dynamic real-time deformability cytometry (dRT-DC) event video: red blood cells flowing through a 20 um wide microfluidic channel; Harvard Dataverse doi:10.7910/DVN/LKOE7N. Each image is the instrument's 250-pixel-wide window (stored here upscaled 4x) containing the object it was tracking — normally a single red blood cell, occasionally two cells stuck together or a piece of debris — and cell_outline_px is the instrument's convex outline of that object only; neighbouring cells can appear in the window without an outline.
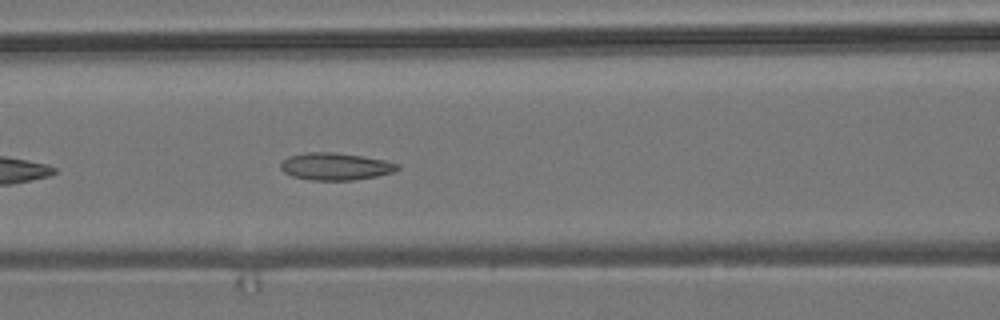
{"species": "common noctule bat (a hibernating species)", "species_latin": "Nyctalus noctula", "temperature_condition": "room temperature", "stored_images_in_passage": 41, "camera_frame_rate_fps": 3000, "um_per_image_px": 0.085, "animal": {"sex": "male", "body_mass_g": 19.2, "forearm_length_mm": 51.8}, "frame": {"image": 1, "passage_image": 9, "time_ms": 2.667, "image_size_px": [1000, 320], "cell_outline_px": [[400, 168], [392, 172], [376, 176], [352, 180], [312, 180], [292, 176], [284, 172], [280, 168], [280, 164], [288, 156], [308, 152], [332, 152], [360, 156], [384, 160], [400, 164]], "centroid_in_image_um": [28.5, 14.15], "position_along_channel_um": 138.1, "area_um2": 18.38}}
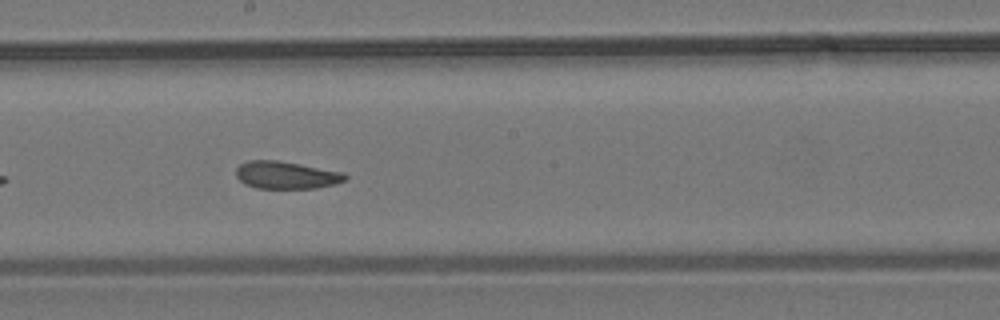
{"frame": {"image": 2, "passage_image": 16, "time_ms": 5.0, "image_size_px": [1000, 320], "cell_outline_px": [[348, 176], [344, 180], [336, 184], [316, 188], [256, 188], [244, 184], [236, 176], [236, 168], [240, 164], [248, 160], [276, 160], [300, 164], [344, 172]], "centroid_in_image_um": [24.32, 14.88], "position_along_channel_um": 223.9, "area_um2": 17.51}}
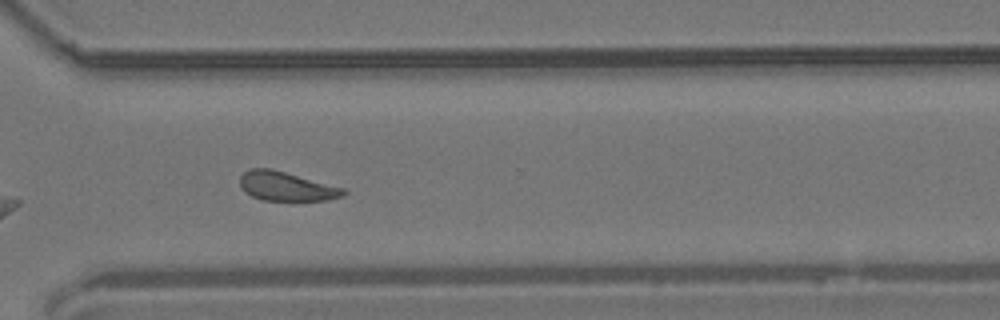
{"frame": {"image": 3, "passage_image": 26, "time_ms": 8.333, "image_size_px": [1000, 320], "cell_outline_px": [[348, 192], [344, 196], [328, 200], [264, 200], [252, 196], [244, 192], [240, 188], [240, 176], [248, 168], [272, 168], [344, 188]], "centroid_in_image_um": [24.33, 15.83], "position_along_channel_um": 346.3, "area_um2": 17.69}, "authors_computed_cell_mechanics": {"area_um2": 18.2648, "velocity_mm_per_s": 3.6886, "shape_relaxation_time_tau1_ms": null, "shape_relaxation_time_tau2_ms": 4.065, "deformation_change_tau1": null, "deformation_change_tau2": 0.1139}}